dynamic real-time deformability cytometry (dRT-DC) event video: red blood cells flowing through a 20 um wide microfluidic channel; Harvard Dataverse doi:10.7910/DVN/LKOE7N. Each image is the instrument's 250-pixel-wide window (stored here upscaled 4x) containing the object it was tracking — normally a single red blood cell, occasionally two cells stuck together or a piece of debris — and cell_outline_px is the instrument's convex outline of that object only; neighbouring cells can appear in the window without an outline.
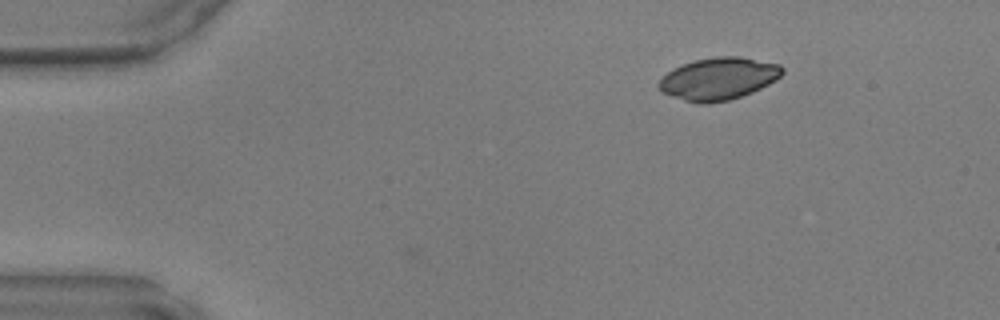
{"species": "common noctule bat (a hibernating species)", "species_latin": "Nyctalus noctula", "temperature_condition": "warm", "stored_images_in_passage": 34, "camera_frame_rate_fps": 3000, "um_per_image_px": 0.085, "animal": {"sex": "male", "body_mass_g": 17.9, "forearm_length_mm": 54.2}, "frame": {"image": 1, "passage_image": 1, "time_ms": 0.0, "image_size_px": [1000, 320], "cell_outline_px": [[784, 72], [776, 80], [752, 92], [728, 100], [708, 104], [700, 104], [684, 100], [660, 92], [656, 84], [672, 68], [696, 60], [716, 56], [740, 56], [780, 64], [784, 68]], "centroid_in_image_um": [61.07, 6.69], "position_along_channel_um": 23.9, "area_um2": 30.46}}
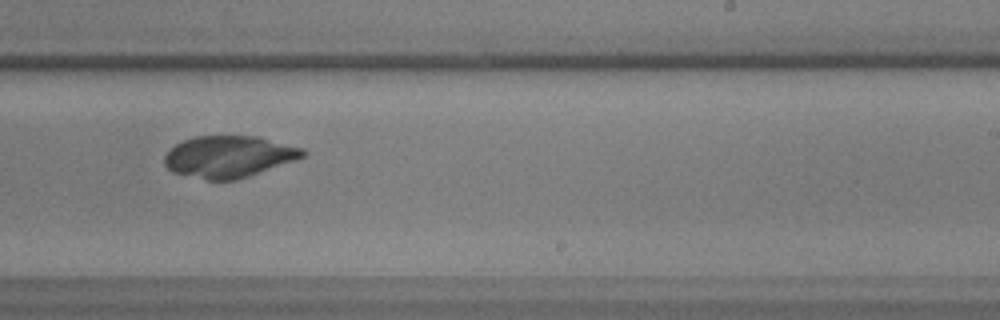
{"frame": {"image": 2, "passage_image": 24, "time_ms": 7.667, "image_size_px": [1000, 320], "cell_outline_px": [[308, 152], [304, 156], [296, 160], [236, 180], [208, 180], [172, 172], [164, 164], [164, 156], [176, 144], [184, 140], [196, 136], [256, 136], [304, 148]], "centroid_in_image_um": [19.47, 13.31], "position_along_channel_um": 269.5, "area_um2": 33.47}}